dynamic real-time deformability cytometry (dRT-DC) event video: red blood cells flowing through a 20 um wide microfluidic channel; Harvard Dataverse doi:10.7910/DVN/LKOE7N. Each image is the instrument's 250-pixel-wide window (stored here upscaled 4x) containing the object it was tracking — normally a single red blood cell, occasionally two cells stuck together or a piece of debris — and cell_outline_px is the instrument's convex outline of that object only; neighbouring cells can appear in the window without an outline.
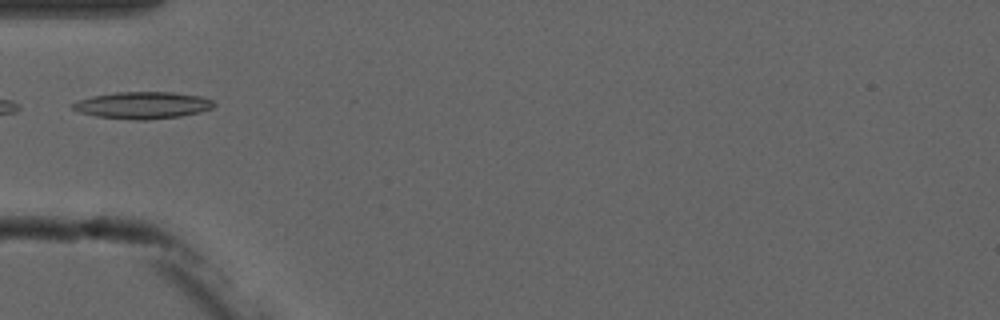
{"species": "common noctule bat (a hibernating species)", "species_latin": "Nyctalus noctula", "temperature_condition": "cold", "stored_images_in_passage": 7, "camera_frame_rate_fps": 3000, "um_per_image_px": 0.085, "animal": {"sex": "male", "forearm_length_mm": 52.5}, "frame": {"image": 1, "passage_image": 4, "time_ms": 3.333, "image_size_px": [1000, 320], "cell_outline_px": [[216, 104], [212, 108], [200, 112], [180, 116], [144, 120], [128, 120], [96, 116], [80, 112], [72, 108], [72, 104], [80, 100], [92, 96], [116, 92], [172, 92], [200, 96], [212, 100]], "centroid_in_image_um": [12.14, 8.95], "position_along_channel_um": 72.9, "area_um2": 22.08}}
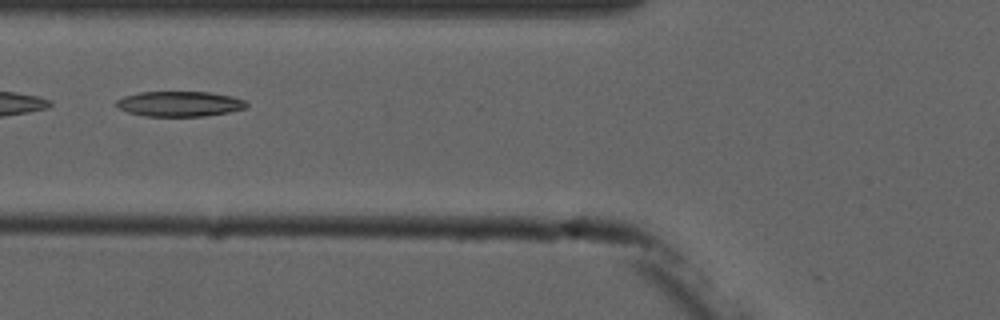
{"frame": {"image": 2, "passage_image": 5, "time_ms": 4.333, "image_size_px": [1000, 320], "cell_outline_px": [[248, 104], [244, 108], [228, 112], [204, 116], [144, 116], [128, 112], [120, 108], [116, 104], [116, 100], [124, 96], [140, 92], [208, 92], [232, 96], [244, 100]], "centroid_in_image_um": [15.25, 8.82], "position_along_channel_um": 110.5, "area_um2": 18.96}}
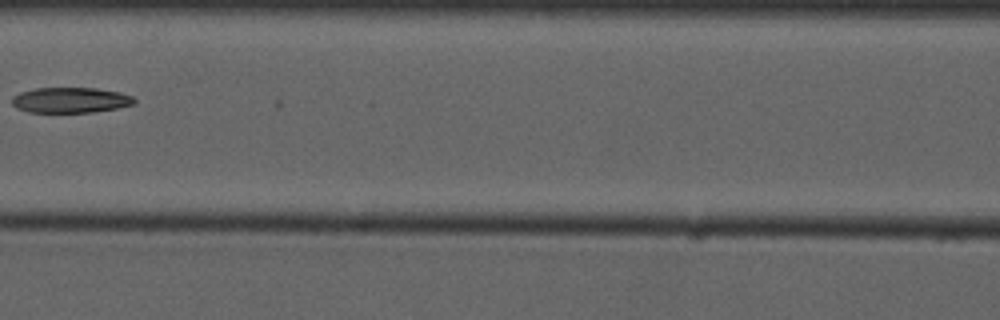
{"frame": {"image": 3, "passage_image": 6, "time_ms": 5.667, "image_size_px": [1000, 320], "cell_outline_px": [[136, 104], [116, 108], [92, 112], [28, 112], [16, 108], [12, 104], [12, 96], [20, 92], [36, 88], [96, 88], [120, 92], [132, 96], [136, 100]], "centroid_in_image_um": [5.99, 8.51], "position_along_channel_um": 160.6, "area_um2": 18.21}}